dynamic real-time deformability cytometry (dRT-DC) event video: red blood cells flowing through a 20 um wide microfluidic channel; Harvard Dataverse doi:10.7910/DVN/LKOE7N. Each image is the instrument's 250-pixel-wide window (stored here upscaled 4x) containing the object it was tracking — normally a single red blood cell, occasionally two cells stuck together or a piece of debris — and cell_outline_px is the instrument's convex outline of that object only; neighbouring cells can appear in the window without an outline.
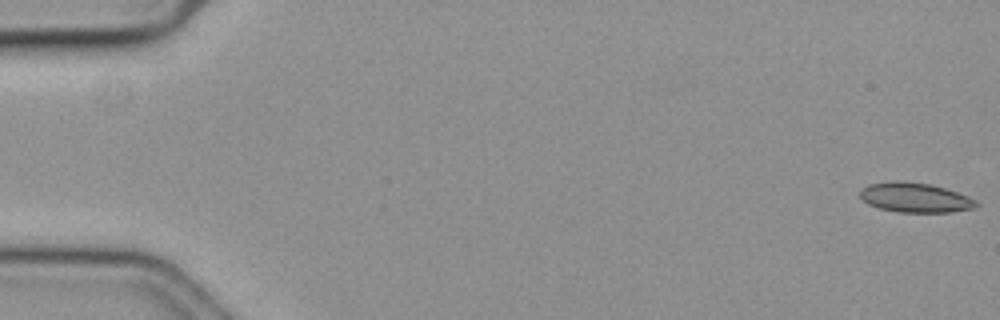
{"species": "common noctule bat (a hibernating species)", "species_latin": "Nyctalus noctula", "temperature_condition": "cold", "stored_images_in_passage": 58, "camera_frame_rate_fps": 3000, "um_per_image_px": 0.085, "animal": {"sex": "female", "body_mass_g": 19.3, "forearm_length_mm": 54.1}, "frame": {"image": 1, "passage_image": 1, "time_ms": 0.0, "image_size_px": [1000, 320], "cell_outline_px": [[980, 204], [972, 208], [952, 212], [896, 212], [880, 208], [868, 204], [860, 196], [860, 192], [868, 184], [892, 180], [900, 180], [928, 184], [944, 188], [968, 196], [976, 200]], "centroid_in_image_um": [77.78, 16.79], "position_along_channel_um": 7.2, "area_um2": 20.0}}
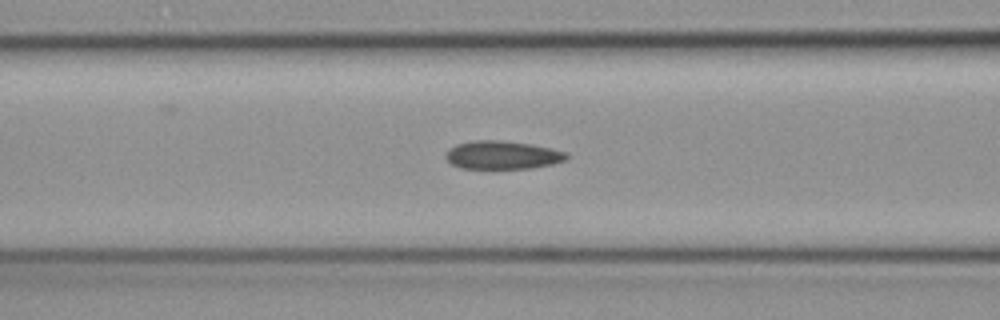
{"frame": {"image": 2, "passage_image": 24, "time_ms": 7.667, "image_size_px": [1000, 320], "cell_outline_px": [[568, 160], [552, 164], [532, 168], [460, 168], [452, 164], [444, 156], [448, 148], [456, 144], [472, 140], [500, 140], [532, 144], [552, 148], [568, 152]], "centroid_in_image_um": [42.72, 13.17], "position_along_channel_um": 123.9, "area_um2": 20.11}}
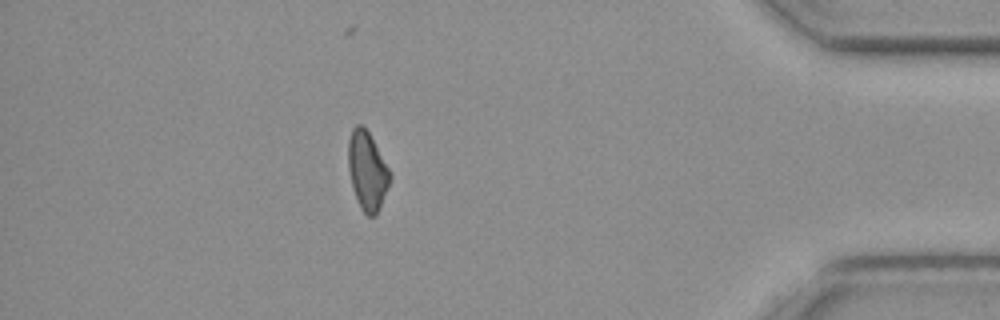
{"frame": {"image": 3, "passage_image": 51, "time_ms": 16.667, "image_size_px": [1000, 320], "cell_outline_px": [[392, 176], [380, 208], [376, 216], [368, 216], [360, 208], [356, 200], [352, 188], [348, 168], [348, 140], [352, 128], [356, 124], [360, 124], [368, 132], [388, 168]], "centroid_in_image_um": [31.19, 14.56], "position_along_channel_um": 404.0, "area_um2": 19.02}, "authors_computed_cell_mechanics": {"area_um2": 19.8832, "velocity_mm_per_s": 3.6321, "shape_relaxation_time_tau1_ms": null, "shape_relaxation_time_tau2_ms": 10.9453, "deformation_change_tau1": null, "deformation_change_tau2": 0.1441}}